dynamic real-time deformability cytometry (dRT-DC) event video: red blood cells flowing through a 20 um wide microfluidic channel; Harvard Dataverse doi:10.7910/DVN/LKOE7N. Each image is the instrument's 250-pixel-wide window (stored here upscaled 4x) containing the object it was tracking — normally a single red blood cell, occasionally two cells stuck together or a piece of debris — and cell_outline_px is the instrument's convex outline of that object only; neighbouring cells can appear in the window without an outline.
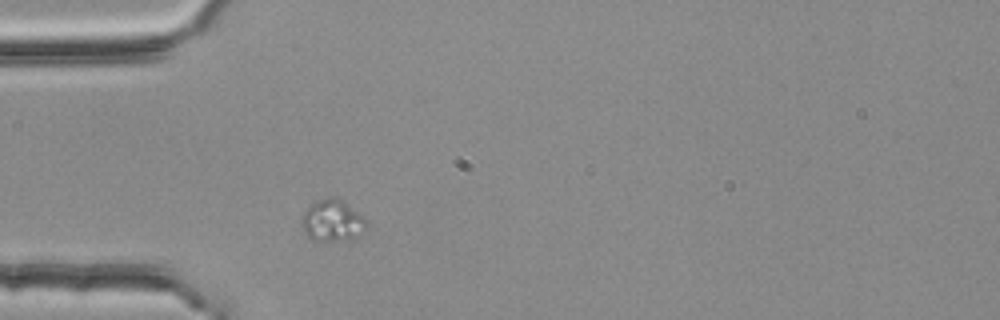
{"species": "common noctule bat (a hibernating species)", "species_latin": "Nyctalus noctula", "temperature_condition": "room temperature", "stored_images_in_passage": 33, "camera_frame_rate_fps": 3000, "um_per_image_px": 0.085, "animal": {"sex": "female", "body_mass_g": 25.1}, "frame": {"image": 1, "passage_image": 1, "time_ms": 0.0, "image_size_px": [1000, 320], "cell_outline_px": [[368, 224], [356, 236], [348, 240], [312, 240], [304, 232], [300, 220], [304, 212], [312, 204], [328, 196], [336, 196], [360, 216]], "centroid_in_image_um": [28.18, 18.75], "position_along_channel_um": 56.8, "area_um2": 15.14}}